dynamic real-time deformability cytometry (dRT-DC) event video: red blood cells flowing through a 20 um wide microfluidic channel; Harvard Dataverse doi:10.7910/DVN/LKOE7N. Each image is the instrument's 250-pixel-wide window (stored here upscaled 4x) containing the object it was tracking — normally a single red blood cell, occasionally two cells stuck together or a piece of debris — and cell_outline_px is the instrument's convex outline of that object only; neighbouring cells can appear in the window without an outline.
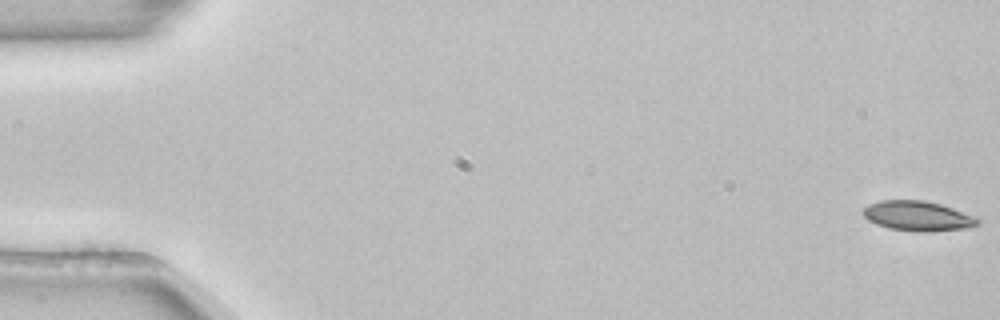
{"species": "common noctule bat (a hibernating species)", "species_latin": "Nyctalus noctula", "temperature_condition": "room temperature", "stored_images_in_passage": 55, "segment_of_instrument_passage": [1, 2], "camera_frame_rate_fps": 3000, "um_per_image_px": 0.085, "animal": {"sex": "female", "body_mass_g": 22.7, "forearm_length_mm": 54.2}, "frame": {"image": 1, "passage_image": 1, "time_ms": 0.0, "image_size_px": [1000, 320], "cell_outline_px": [[980, 220], [976, 224], [968, 228], [932, 232], [920, 232], [888, 228], [876, 224], [868, 220], [860, 212], [868, 204], [880, 200], [924, 200], [940, 204], [976, 216]], "centroid_in_image_um": [77.98, 18.36], "position_along_channel_um": 7.0, "area_um2": 20.11}}
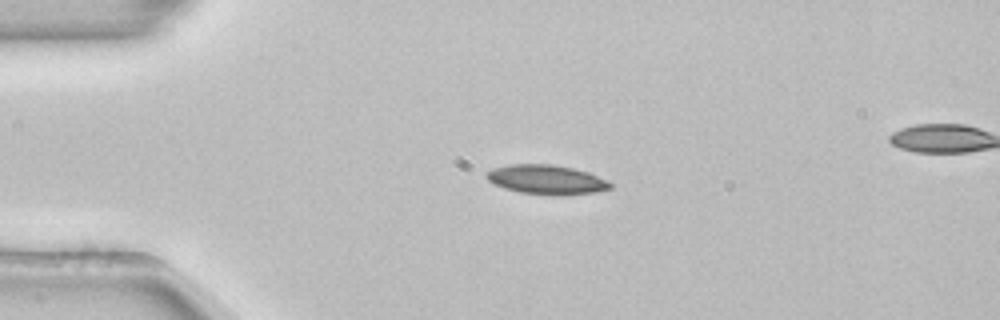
{"frame": {"image": 2, "passage_image": 13, "time_ms": 4.0, "image_size_px": [1000, 320], "cell_outline_px": [[612, 188], [596, 192], [560, 196], [556, 196], [520, 192], [504, 188], [488, 180], [484, 176], [484, 172], [492, 168], [512, 164], [552, 164], [572, 168], [608, 180], [612, 184]], "centroid_in_image_um": [46.42, 15.27], "position_along_channel_um": 38.6, "area_um2": 21.21}}
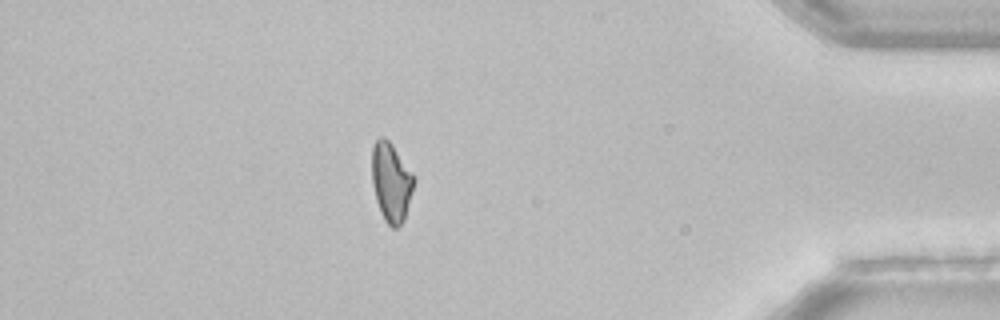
{"frame": {"image": 3, "passage_image": 47, "time_ms": 15.333, "image_size_px": [1000, 320], "cell_outline_px": [[416, 180], [404, 220], [396, 228], [392, 228], [384, 220], [380, 212], [376, 200], [372, 184], [372, 148], [376, 140], [380, 136], [384, 136], [392, 144], [412, 172]], "centroid_in_image_um": [33.25, 15.48], "position_along_channel_um": 402.0, "area_um2": 19.48}}